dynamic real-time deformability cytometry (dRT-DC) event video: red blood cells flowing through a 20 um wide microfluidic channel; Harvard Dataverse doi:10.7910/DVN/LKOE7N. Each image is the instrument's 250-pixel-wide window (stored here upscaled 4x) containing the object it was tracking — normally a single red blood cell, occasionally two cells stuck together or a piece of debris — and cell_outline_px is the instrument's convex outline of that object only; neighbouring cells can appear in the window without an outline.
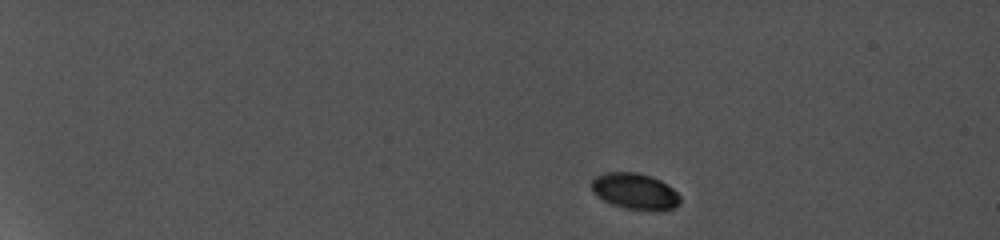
{"species": "common noctule bat (a hibernating species)", "species_latin": "Nyctalus noctula", "temperature_condition": "cold", "stored_images_in_passage": 5, "camera_frame_rate_fps": 5000, "um_per_image_px": 0.085, "animal": {"sex": "female", "body_mass_g": 19.0, "forearm_length_mm": 56.7}, "frame": {"image": 1, "passage_image": 1, "time_ms": 0.0, "image_size_px": [1000, 240], "cell_outline_px": [[680, 204], [664, 212], [648, 212], [624, 208], [612, 204], [596, 196], [592, 192], [592, 180], [596, 176], [608, 172], [632, 172], [648, 176], [660, 180], [672, 188], [680, 196]], "centroid_in_image_um": [53.99, 16.31], "position_along_channel_um": 31.0, "area_um2": 18.9}}
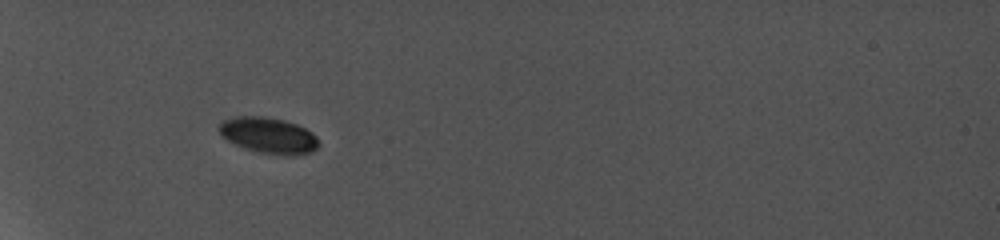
{"frame": {"image": 2, "passage_image": 4, "time_ms": 3.8, "image_size_px": [1000, 240], "cell_outline_px": [[320, 144], [312, 152], [300, 156], [276, 156], [244, 148], [228, 140], [220, 132], [220, 124], [224, 120], [240, 116], [256, 116], [280, 120], [296, 124], [304, 128], [316, 136]], "centroid_in_image_um": [22.89, 11.56], "position_along_channel_um": 62.1, "area_um2": 20.69}}